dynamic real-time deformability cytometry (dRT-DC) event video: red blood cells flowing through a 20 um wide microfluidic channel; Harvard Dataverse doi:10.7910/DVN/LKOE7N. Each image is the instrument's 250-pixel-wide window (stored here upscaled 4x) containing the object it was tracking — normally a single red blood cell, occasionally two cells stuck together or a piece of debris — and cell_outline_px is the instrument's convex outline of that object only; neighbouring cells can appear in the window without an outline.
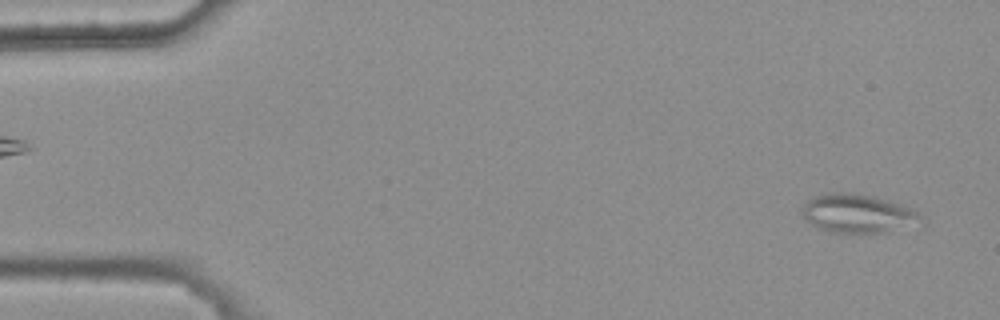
{"species": "common noctule bat (a hibernating species)", "species_latin": "Nyctalus noctula", "temperature_condition": "warm", "stored_images_in_passage": 5, "camera_frame_rate_fps": 3000, "um_per_image_px": 0.085, "animal": {"sex": "female", "body_mass_g": 25.1}, "frame": {"image": 1, "passage_image": 5, "time_ms": 1.333, "image_size_px": [1000, 320], "cell_outline_px": [[920, 216], [884, 232], [832, 232], [820, 228], [812, 224], [804, 216], [800, 208], [808, 200], [824, 192], [852, 192], [872, 196], [900, 204], [916, 212]], "centroid_in_image_um": [72.69, 18.09], "position_along_channel_um": 12.3, "area_um2": 25.26}}